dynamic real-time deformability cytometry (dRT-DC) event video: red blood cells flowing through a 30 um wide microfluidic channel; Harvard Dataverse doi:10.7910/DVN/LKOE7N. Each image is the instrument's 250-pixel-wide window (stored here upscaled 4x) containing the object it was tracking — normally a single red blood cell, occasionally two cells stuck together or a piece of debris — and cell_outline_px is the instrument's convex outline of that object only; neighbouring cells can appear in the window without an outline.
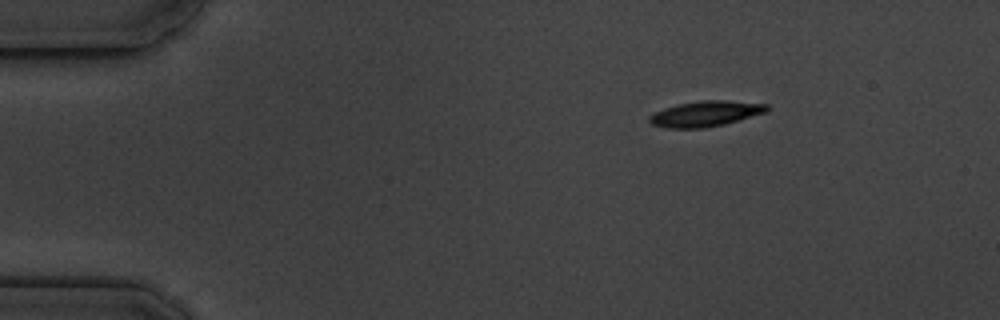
{"species": "common noctule bat (a hibernating species)", "species_latin": "Nyctalus noctula", "temperature_condition": "cold", "stored_images_in_passage": 14, "camera_frame_rate_fps": 3000, "um_per_image_px": 0.085, "animal": {"sex": "male", "body_mass_g": 19.5, "forearm_length_mm": 54.6}, "frame": {"image": 1, "passage_image": 1, "time_ms": 0.0, "image_size_px": [1000, 320], "cell_outline_px": [[768, 112], [724, 124], [704, 128], [664, 128], [652, 124], [648, 120], [648, 116], [664, 108], [680, 104], [700, 100], [728, 100], [768, 104]], "centroid_in_image_um": [59.98, 9.67], "position_along_channel_um": 25.0, "area_um2": 17.51}}
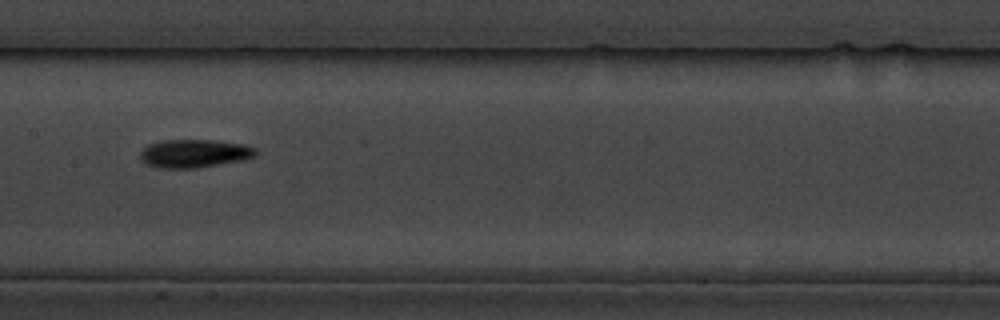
{"frame": {"image": 2, "passage_image": 7, "time_ms": 6.667, "image_size_px": [1000, 320], "cell_outline_px": [[256, 156], [240, 160], [196, 168], [156, 168], [140, 160], [140, 152], [148, 144], [164, 140], [212, 140], [244, 144], [256, 148]], "centroid_in_image_um": [16.48, 13.04], "position_along_channel_um": 190.9, "area_um2": 18.9}}
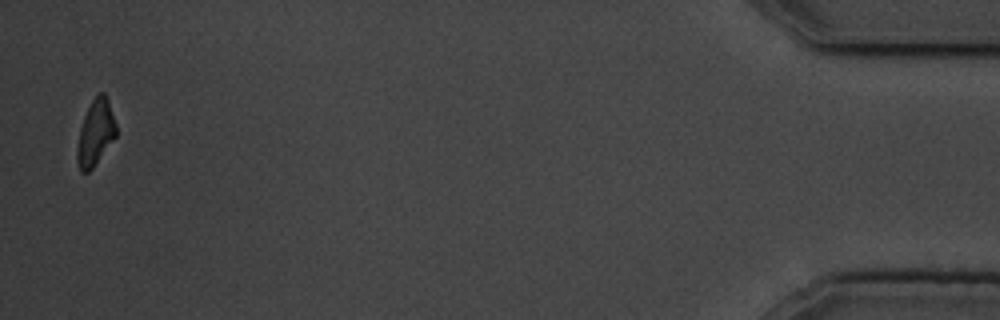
{"frame": {"image": 3, "passage_image": 14, "time_ms": 15.667, "image_size_px": [1000, 320], "cell_outline_px": [[116, 136], [92, 168], [88, 172], [80, 172], [76, 160], [76, 148], [80, 128], [84, 116], [96, 92], [104, 92], [108, 100], [116, 124]], "centroid_in_image_um": [8.1, 11.27], "position_along_channel_um": 427.1, "area_um2": 14.91}, "authors_computed_cell_mechanics": {"area_um2": 17.2822, "velocity_mm_per_s": 3.5799, "shape_relaxation_time_tau1_ms": 2.5778, "shape_relaxation_time_tau2_ms": 6.9287, "deformation_change_tau1": 0.1007, "deformation_change_tau2": 0.1083}}